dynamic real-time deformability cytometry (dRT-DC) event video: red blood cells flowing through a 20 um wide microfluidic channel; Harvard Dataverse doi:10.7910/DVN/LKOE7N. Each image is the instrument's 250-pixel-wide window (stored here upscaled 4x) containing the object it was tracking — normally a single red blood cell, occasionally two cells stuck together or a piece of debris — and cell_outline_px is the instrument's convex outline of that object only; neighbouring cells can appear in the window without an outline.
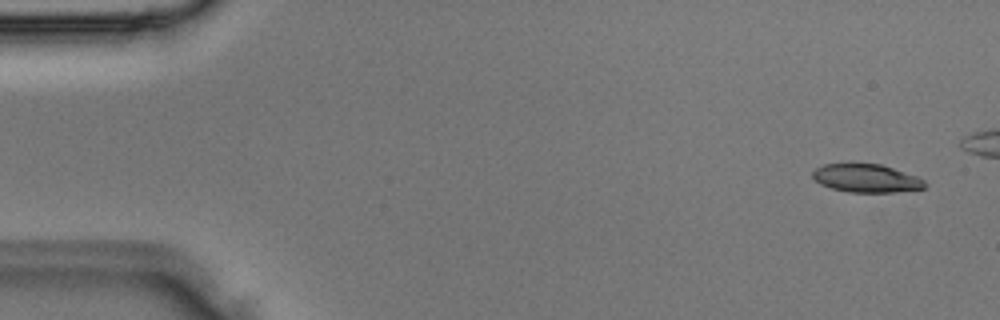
{"species": "Egyptian fruit bat (a non-hibernating species)", "species_latin": "Rousettus aegyptiacus", "temperature_condition": "room temperature", "stored_images_in_passage": 5, "camera_frame_rate_fps": 3000, "um_per_image_px": 0.085, "animal": {"sex": "male"}, "frame": {"image": 1, "passage_image": 1, "time_ms": 0.0, "image_size_px": [1000, 320], "cell_outline_px": [[924, 188], [896, 192], [848, 192], [832, 188], [820, 184], [812, 176], [812, 172], [816, 168], [824, 164], [852, 160], [880, 164], [916, 176], [924, 180]], "centroid_in_image_um": [73.56, 15.1], "position_along_channel_um": 11.4, "area_um2": 18.96}}